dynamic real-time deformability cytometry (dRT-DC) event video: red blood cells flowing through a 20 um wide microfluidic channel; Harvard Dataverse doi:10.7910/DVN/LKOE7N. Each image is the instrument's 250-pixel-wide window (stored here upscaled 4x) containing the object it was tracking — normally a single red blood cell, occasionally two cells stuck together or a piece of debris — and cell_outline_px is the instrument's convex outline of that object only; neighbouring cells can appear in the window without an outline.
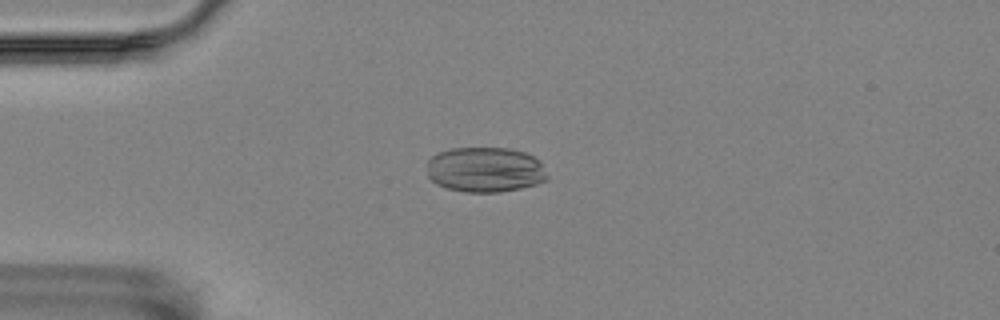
{"species": "Egyptian fruit bat (a non-hibernating species)", "species_latin": "Rousettus aegyptiacus", "temperature_condition": "room temperature", "stored_images_in_passage": 57, "camera_frame_rate_fps": 3000, "um_per_image_px": 0.085, "animal": {"sex": "female"}, "frame": {"image": 1, "passage_image": 15, "time_ms": 4.667, "image_size_px": [1000, 320], "cell_outline_px": [[548, 180], [536, 184], [520, 188], [500, 192], [464, 192], [448, 188], [436, 184], [428, 176], [424, 164], [432, 156], [440, 152], [452, 148], [508, 148], [524, 152], [540, 160], [548, 176]], "centroid_in_image_um": [41.22, 14.42], "position_along_channel_um": 43.8, "area_um2": 31.96}}
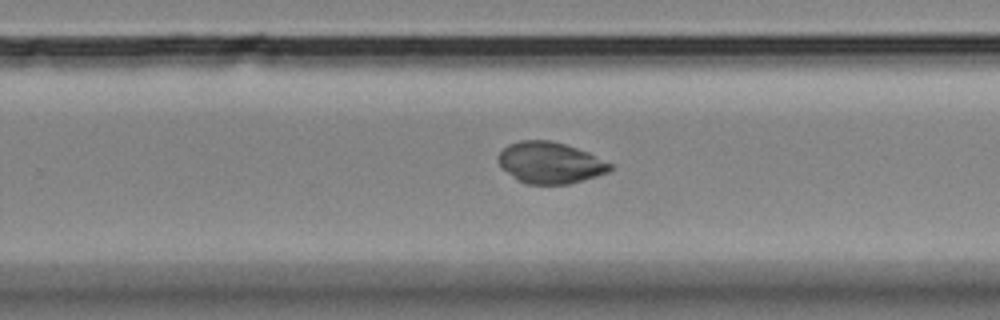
{"frame": {"image": 2, "passage_image": 37, "time_ms": 12.0, "image_size_px": [1000, 320], "cell_outline_px": [[612, 168], [608, 172], [596, 176], [568, 184], [528, 184], [516, 180], [496, 160], [496, 156], [508, 144], [520, 140], [552, 140], [588, 152], [612, 164]], "centroid_in_image_um": [46.74, 13.83], "position_along_channel_um": 283.1, "area_um2": 26.88}}
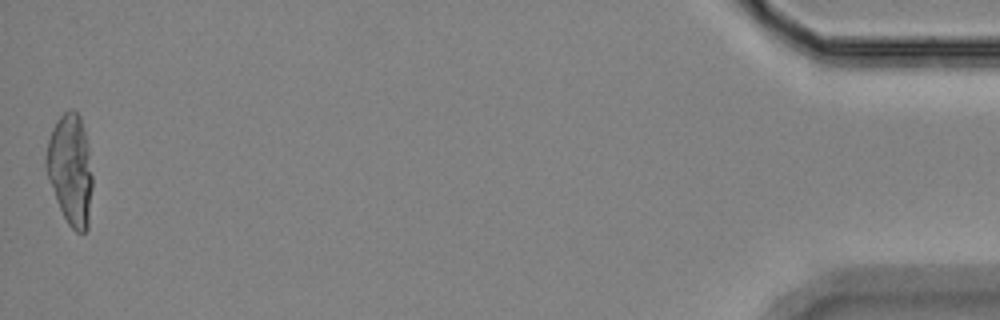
{"frame": {"image": 3, "passage_image": 57, "time_ms": 18.667, "image_size_px": [1000, 320], "cell_outline_px": [[92, 188], [88, 228], [84, 232], [76, 232], [68, 224], [56, 200], [44, 164], [44, 160], [48, 140], [52, 128], [56, 120], [68, 108], [72, 108], [80, 116], [88, 148], [92, 176]], "centroid_in_image_um": [5.97, 14.4], "position_along_channel_um": 429.2, "area_um2": 29.82}}